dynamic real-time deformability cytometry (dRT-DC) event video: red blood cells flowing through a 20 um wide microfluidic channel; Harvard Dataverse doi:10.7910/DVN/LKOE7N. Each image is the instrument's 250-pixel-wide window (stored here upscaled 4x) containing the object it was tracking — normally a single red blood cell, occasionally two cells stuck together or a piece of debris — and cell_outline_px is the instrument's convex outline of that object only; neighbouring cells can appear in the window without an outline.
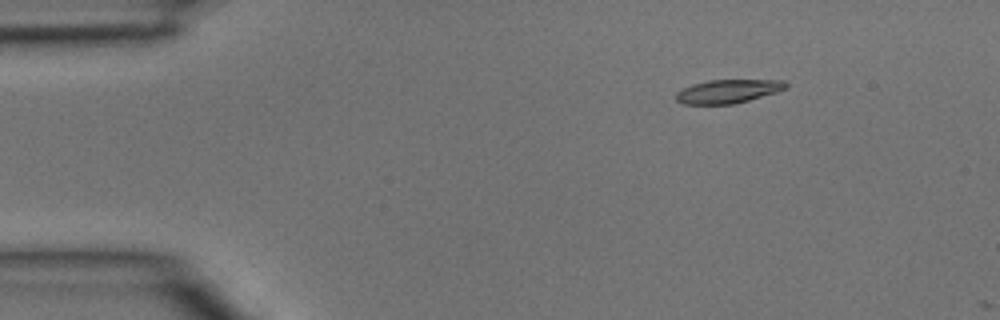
{"species": "common noctule bat (a hibernating species)", "species_latin": "Nyctalus noctula", "temperature_condition": "room temperature", "stored_images_in_passage": 3, "camera_frame_rate_fps": 3000, "um_per_image_px": 0.085, "animal": {"sex": "male", "body_mass_g": 15.6}, "frame": {"image": 1, "passage_image": 1, "time_ms": 0.0, "image_size_px": [1000, 320], "cell_outline_px": [[788, 88], [776, 92], [748, 100], [732, 104], [680, 104], [676, 100], [676, 92], [692, 84], [708, 80], [784, 80], [788, 84]], "centroid_in_image_um": [61.87, 7.76], "position_along_channel_um": 23.1, "area_um2": 15.09}}
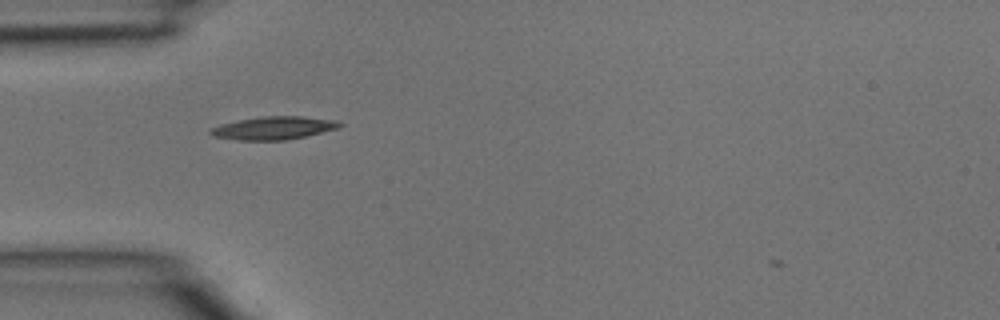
{"frame": {"image": 2, "passage_image": 3, "time_ms": 0.667, "image_size_px": [1000, 320], "cell_outline_px": [[344, 124], [340, 128], [304, 136], [284, 140], [236, 140], [212, 136], [208, 132], [212, 128], [220, 124], [260, 116], [300, 116], [336, 120]], "centroid_in_image_um": [23.26, 10.88], "position_along_channel_um": 61.7, "area_um2": 17.28}}